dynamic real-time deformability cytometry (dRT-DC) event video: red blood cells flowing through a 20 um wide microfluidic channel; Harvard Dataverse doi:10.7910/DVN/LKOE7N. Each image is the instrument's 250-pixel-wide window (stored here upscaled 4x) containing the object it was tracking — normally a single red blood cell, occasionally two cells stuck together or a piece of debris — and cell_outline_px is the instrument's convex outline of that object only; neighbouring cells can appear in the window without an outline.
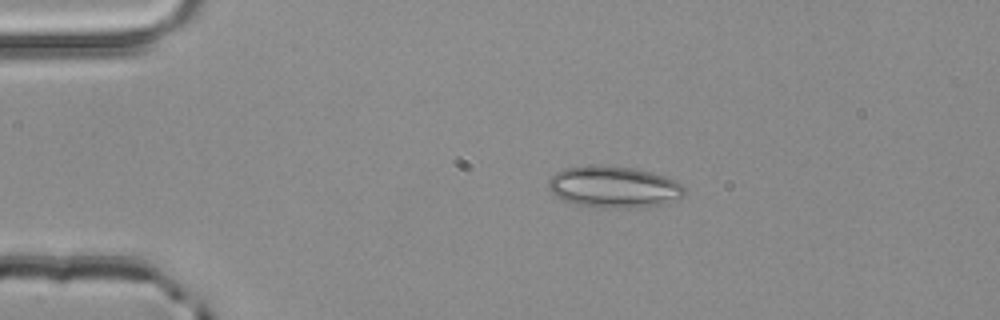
{"species": "common noctule bat (a hibernating species)", "species_latin": "Nyctalus noctula", "temperature_condition": "room temperature", "stored_images_in_passage": 2, "camera_frame_rate_fps": 3000, "um_per_image_px": 0.085, "animal": {"sex": "male", "body_mass_g": 20.4}, "frame": {"image": 1, "passage_image": 1, "time_ms": 0.0, "image_size_px": [1000, 320], "cell_outline_px": [[684, 192], [680, 196], [660, 204], [644, 208], [596, 208], [564, 200], [556, 196], [548, 188], [548, 180], [556, 172], [564, 168], [596, 164], [600, 164], [632, 168], [664, 176], [680, 184], [684, 188]], "centroid_in_image_um": [52.1, 15.89], "position_along_channel_um": 32.9, "area_um2": 32.71}}